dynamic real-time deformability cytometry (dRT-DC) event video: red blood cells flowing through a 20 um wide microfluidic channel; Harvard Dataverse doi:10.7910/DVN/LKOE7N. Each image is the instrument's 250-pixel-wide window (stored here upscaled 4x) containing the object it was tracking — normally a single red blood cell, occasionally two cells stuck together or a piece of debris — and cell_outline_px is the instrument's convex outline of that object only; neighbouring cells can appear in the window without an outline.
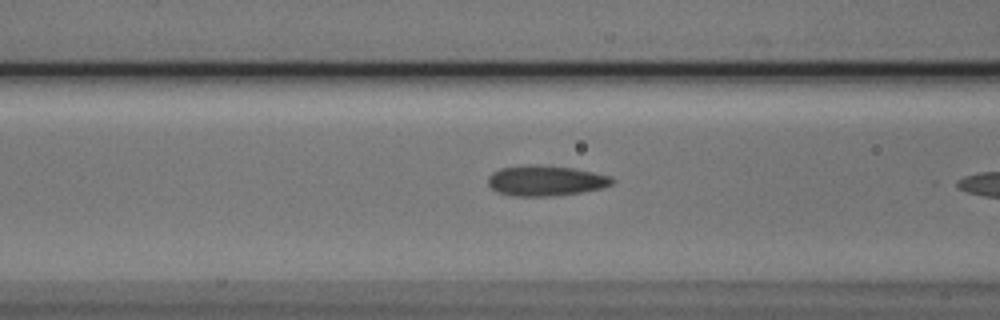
{"species": "Egyptian fruit bat (a non-hibernating species)", "species_latin": "Rousettus aegyptiacus", "temperature_condition": "cold", "stored_images_in_passage": 14, "camera_frame_rate_fps": 3000, "um_per_image_px": 0.085, "animal": {"sex": "male"}, "frame": {"image": 1, "passage_image": 12, "time_ms": 3.667, "image_size_px": [1000, 320], "cell_outline_px": [[616, 180], [612, 184], [604, 188], [580, 192], [552, 196], [512, 196], [496, 192], [488, 184], [488, 176], [492, 172], [500, 168], [540, 164], [572, 168], [612, 176]], "centroid_in_image_um": [46.39, 15.36], "position_along_channel_um": 120.2, "area_um2": 22.08}}